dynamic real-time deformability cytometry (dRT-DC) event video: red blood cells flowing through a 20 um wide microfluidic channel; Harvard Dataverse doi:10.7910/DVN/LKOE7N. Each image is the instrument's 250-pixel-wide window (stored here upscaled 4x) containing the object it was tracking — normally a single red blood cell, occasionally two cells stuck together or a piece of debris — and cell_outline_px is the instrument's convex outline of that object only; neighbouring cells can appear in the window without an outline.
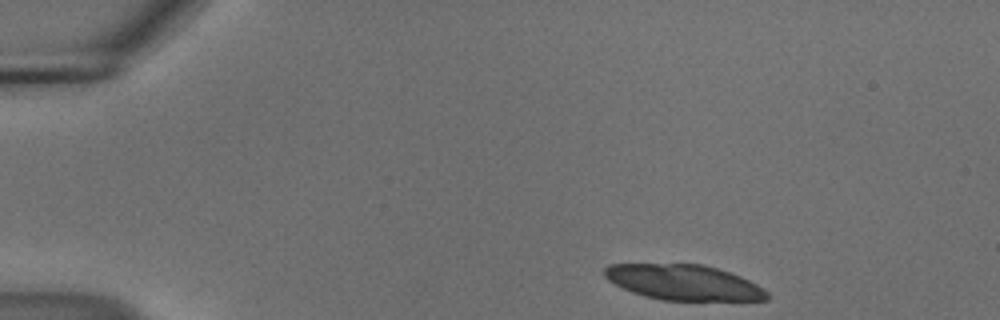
{"species": "common noctule bat (a hibernating species)", "species_latin": "Nyctalus noctula", "temperature_condition": "cold", "stored_images_in_passage": 14, "camera_frame_rate_fps": 3000, "um_per_image_px": 0.085, "animal": {"sex": "male", "body_mass_g": 18.8}, "frame": {"image": 1, "passage_image": 1, "time_ms": 0.0, "image_size_px": [1000, 320], "cell_outline_px": [[768, 300], [660, 300], [644, 296], [632, 292], [608, 280], [604, 276], [604, 268], [608, 264], [704, 264], [740, 276], [764, 288], [768, 292]], "centroid_in_image_um": [58.1, 24.0], "position_along_channel_um": 26.9, "area_um2": 33.35}}